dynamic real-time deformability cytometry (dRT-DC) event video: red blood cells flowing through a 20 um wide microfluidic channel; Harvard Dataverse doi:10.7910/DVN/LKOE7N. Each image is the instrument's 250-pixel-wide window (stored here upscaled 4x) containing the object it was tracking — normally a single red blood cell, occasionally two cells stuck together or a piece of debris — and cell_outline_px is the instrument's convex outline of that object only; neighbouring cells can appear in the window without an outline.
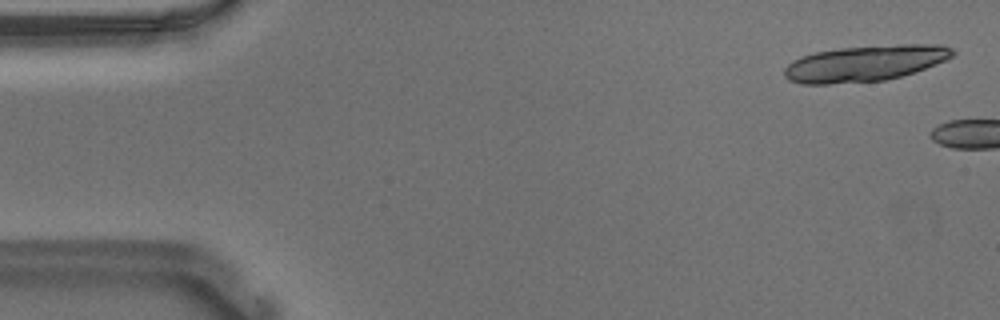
{"species": "Egyptian fruit bat (a non-hibernating species)", "species_latin": "Rousettus aegyptiacus", "temperature_condition": "warm", "stored_images_in_passage": 5, "camera_frame_rate_fps": 3000, "um_per_image_px": 0.085, "animal": {"sex": "male"}, "frame": {"image": 1, "passage_image": 2, "time_ms": 0.333, "image_size_px": [1000, 320], "cell_outline_px": [[956, 52], [952, 56], [936, 64], [900, 76], [884, 80], [828, 84], [800, 84], [788, 80], [784, 76], [784, 68], [792, 60], [800, 56], [816, 52], [840, 48], [900, 44], [944, 44], [952, 48]], "centroid_in_image_um": [73.49, 5.37], "position_along_channel_um": 11.5, "area_um2": 35.26}}